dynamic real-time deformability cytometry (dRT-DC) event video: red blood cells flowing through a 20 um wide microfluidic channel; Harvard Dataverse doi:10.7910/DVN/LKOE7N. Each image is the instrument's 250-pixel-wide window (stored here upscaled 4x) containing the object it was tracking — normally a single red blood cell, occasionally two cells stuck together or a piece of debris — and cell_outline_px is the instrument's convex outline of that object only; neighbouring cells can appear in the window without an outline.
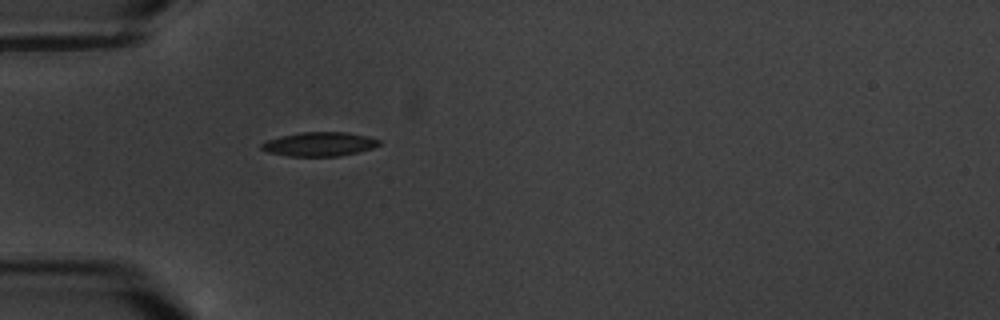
{"species": "common noctule bat (a hibernating species)", "species_latin": "Nyctalus noctula", "temperature_condition": "warm", "stored_images_in_passage": 1, "camera_frame_rate_fps": 3000, "um_per_image_px": 0.085, "animal": {"sex": "male", "body_mass_g": 20.1, "forearm_length_mm": 53.5}, "frame": {"image": 1, "passage_image": 1, "time_ms": 0.0, "image_size_px": [1000, 320], "cell_outline_px": [[380, 144], [372, 148], [340, 156], [288, 156], [268, 152], [260, 148], [260, 144], [268, 140], [280, 136], [300, 132], [344, 132], [368, 136], [380, 140]], "centroid_in_image_um": [27.13, 12.25], "position_along_channel_um": 57.9, "area_um2": 16.42}}